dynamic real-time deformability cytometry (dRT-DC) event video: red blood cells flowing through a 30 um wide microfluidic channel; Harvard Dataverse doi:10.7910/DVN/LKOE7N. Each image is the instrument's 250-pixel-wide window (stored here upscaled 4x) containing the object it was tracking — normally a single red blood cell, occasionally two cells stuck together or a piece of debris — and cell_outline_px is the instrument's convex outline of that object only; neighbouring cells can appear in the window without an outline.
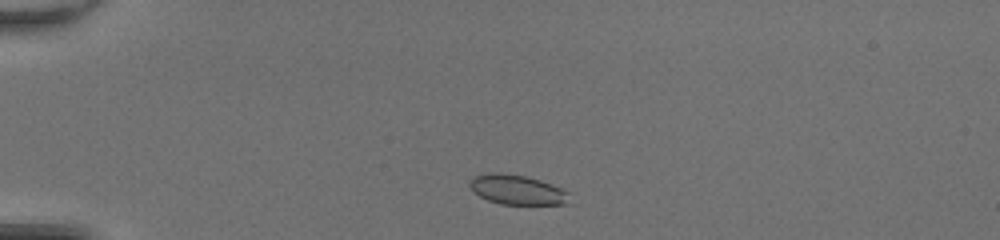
{"species": "common noctule bat (a hibernating species)", "species_latin": "Nyctalus noctula", "temperature_condition": "room temperature", "stored_images_in_passage": 40, "camera_frame_rate_fps": 3000, "um_per_image_px": 0.085, "animal": {"sex": "female", "body_mass_g": 20.0, "forearm_length_mm": 54.0}, "frame": {"image": 1, "passage_image": 3, "time_ms": 0.667, "image_size_px": [1000, 240], "cell_outline_px": [[568, 204], [500, 204], [488, 200], [472, 192], [468, 184], [468, 180], [472, 176], [488, 172], [504, 172], [524, 176], [540, 180], [560, 188], [568, 192]], "centroid_in_image_um": [43.86, 16.11], "position_along_channel_um": 41.1, "area_um2": 17.4}}
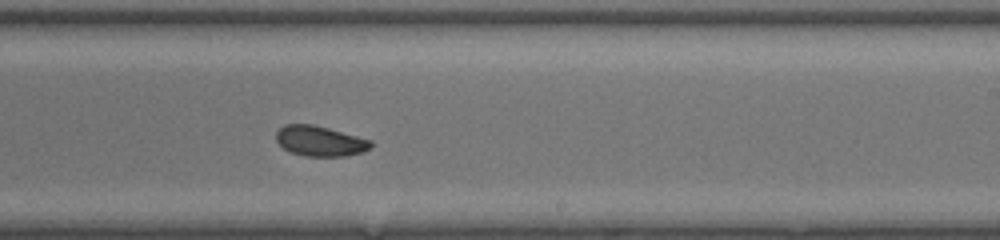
{"frame": {"image": 2, "passage_image": 22, "time_ms": 7.0, "image_size_px": [1000, 240], "cell_outline_px": [[372, 148], [364, 152], [344, 156], [304, 156], [292, 152], [284, 148], [276, 140], [276, 132], [284, 124], [312, 124], [328, 128], [372, 140]], "centroid_in_image_um": [27.22, 11.99], "position_along_channel_um": 261.8, "area_um2": 16.7}}
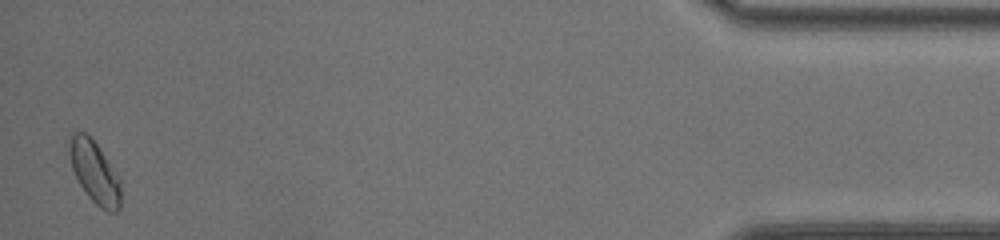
{"frame": {"image": 3, "passage_image": 39, "time_ms": 12.667, "image_size_px": [1000, 240], "cell_outline_px": [[120, 208], [116, 212], [108, 212], [100, 208], [88, 196], [80, 184], [72, 168], [68, 152], [68, 136], [72, 132], [84, 132], [96, 144], [120, 180]], "centroid_in_image_um": [8.0, 14.63], "position_along_channel_um": 427.2, "area_um2": 18.38}, "authors_computed_cell_mechanics": {"area_um2": 17.3689, "velocity_mm_per_s": 4.2678, "shape_relaxation_time_tau1_ms": 3.0285, "shape_relaxation_time_tau2_ms": 1.5957, "deformation_change_tau1": 0.0611, "deformation_change_tau2": 0.035}}